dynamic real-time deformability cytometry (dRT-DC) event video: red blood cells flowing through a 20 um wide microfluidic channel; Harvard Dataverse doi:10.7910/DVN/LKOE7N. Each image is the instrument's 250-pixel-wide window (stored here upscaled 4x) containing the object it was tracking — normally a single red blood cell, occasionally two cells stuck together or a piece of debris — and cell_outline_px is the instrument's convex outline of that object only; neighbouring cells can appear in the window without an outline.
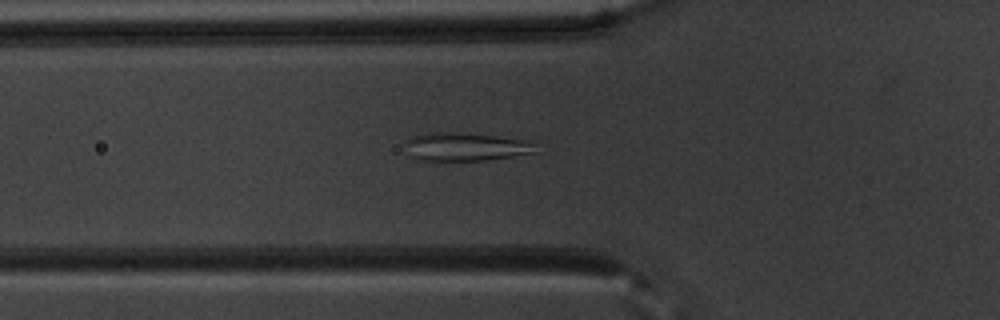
{"species": "common noctule bat (a hibernating species)", "species_latin": "Nyctalus noctula", "temperature_condition": "warm", "stored_images_in_passage": 45, "camera_frame_rate_fps": 3000, "um_per_image_px": 0.085, "animal": {"sex": "male", "body_mass_g": 20.1, "forearm_length_mm": 53.5}, "frame": {"image": 1, "passage_image": 10, "time_ms": 3.0, "image_size_px": [1000, 320], "cell_outline_px": [[540, 140], [536, 152], [512, 156], [484, 160], [416, 160], [412, 156], [408, 140], [412, 136], [428, 132], [456, 132]], "centroid_in_image_um": [39.77, 12.45], "position_along_channel_um": 86.0, "area_um2": 21.62}}
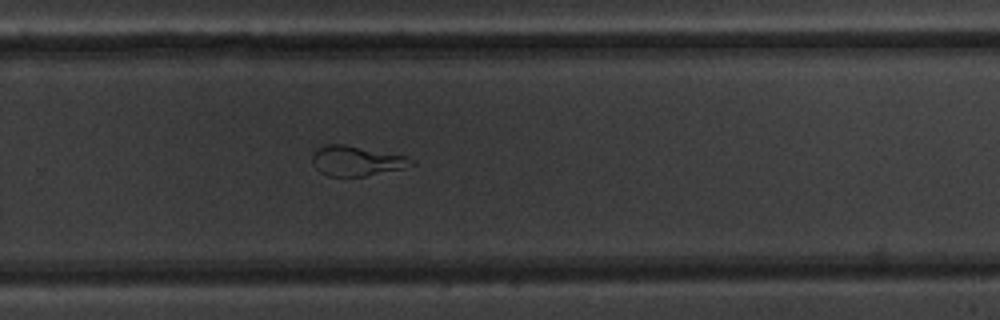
{"frame": {"image": 2, "passage_image": 27, "time_ms": 8.667, "image_size_px": [1000, 320], "cell_outline_px": [[416, 164], [404, 168], [364, 176], [328, 176], [320, 172], [316, 168], [312, 160], [312, 156], [316, 148], [328, 144], [344, 144], [408, 156], [416, 160]], "centroid_in_image_um": [30.34, 13.67], "position_along_channel_um": 299.5, "area_um2": 17.4}}
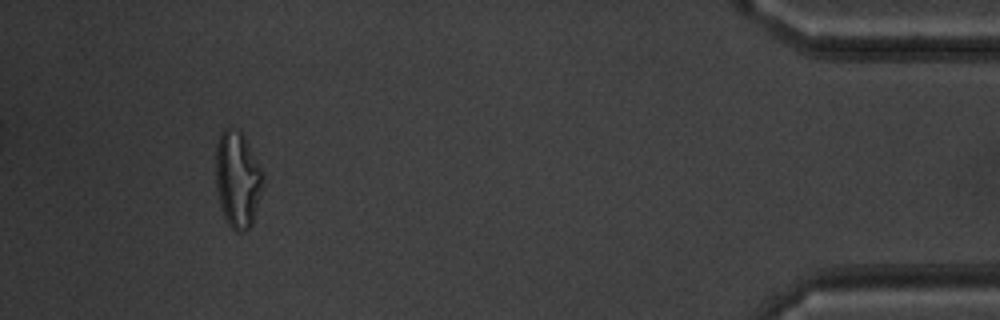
{"frame": {"image": 3, "passage_image": 41, "time_ms": 13.333, "image_size_px": [1000, 320], "cell_outline_px": [[264, 184], [252, 224], [244, 232], [236, 232], [228, 224], [224, 216], [220, 204], [216, 188], [216, 144], [220, 132], [224, 128], [228, 128], [240, 132], [244, 136], [264, 176]], "centroid_in_image_um": [20.19, 15.27], "position_along_channel_um": 415.0, "area_um2": 26.41}}